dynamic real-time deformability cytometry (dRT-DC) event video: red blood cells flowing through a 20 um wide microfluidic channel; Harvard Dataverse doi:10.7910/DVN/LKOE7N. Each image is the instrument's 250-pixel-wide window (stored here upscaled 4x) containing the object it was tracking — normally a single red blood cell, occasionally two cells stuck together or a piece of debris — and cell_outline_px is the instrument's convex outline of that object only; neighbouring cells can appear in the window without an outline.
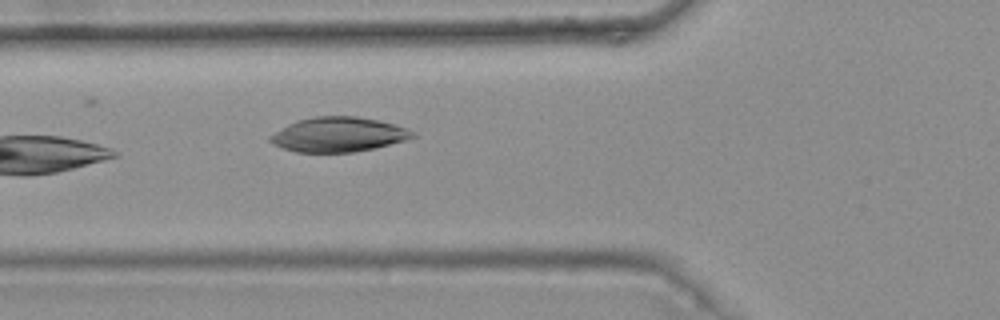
{"species": "common noctule bat (a hibernating species)", "species_latin": "Nyctalus noctula", "temperature_condition": "warm", "stored_images_in_passage": 6, "camera_frame_rate_fps": 3000, "um_per_image_px": 0.085, "animal": {"sex": "female", "body_mass_g": 25.1}, "frame": {"image": 1, "passage_image": 6, "time_ms": 1.667, "image_size_px": [1000, 320], "cell_outline_px": [[416, 136], [404, 140], [372, 148], [352, 152], [296, 152], [272, 144], [268, 140], [268, 136], [288, 124], [296, 120], [316, 116], [356, 116], [380, 120], [408, 128], [416, 132]], "centroid_in_image_um": [28.75, 11.42], "position_along_channel_um": 97.1, "area_um2": 28.73}}